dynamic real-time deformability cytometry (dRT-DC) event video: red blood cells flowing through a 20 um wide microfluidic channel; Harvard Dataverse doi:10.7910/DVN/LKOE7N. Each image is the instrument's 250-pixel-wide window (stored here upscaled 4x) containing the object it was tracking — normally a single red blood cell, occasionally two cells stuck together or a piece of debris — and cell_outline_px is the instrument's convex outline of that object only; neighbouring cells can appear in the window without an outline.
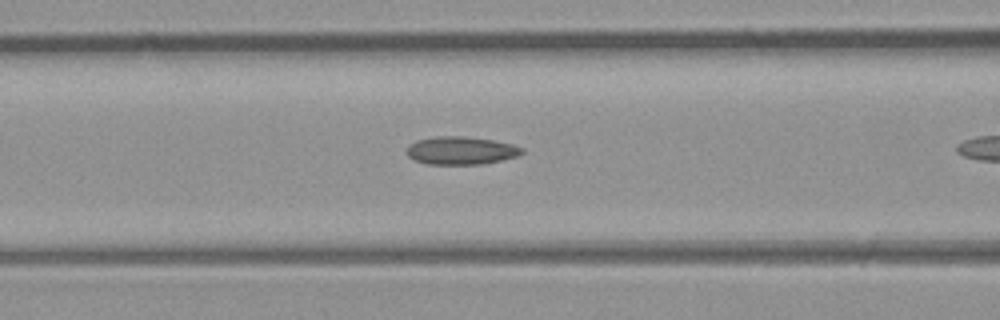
{"species": "common noctule bat (a hibernating species)", "species_latin": "Nyctalus noctula", "temperature_condition": "room temperature", "stored_images_in_passage": 15, "camera_frame_rate_fps": 3000, "um_per_image_px": 0.085, "animal": {"sex": "male", "body_mass_g": 23.1, "forearm_length_mm": 52.7}, "frame": {"image": 1, "passage_image": 11, "time_ms": 3.333, "image_size_px": [1000, 320], "cell_outline_px": [[524, 152], [516, 156], [484, 164], [428, 164], [416, 160], [408, 156], [408, 144], [416, 140], [436, 136], [464, 136], [492, 140], [512, 144], [524, 148]], "centroid_in_image_um": [39.18, 12.79], "position_along_channel_um": 127.4, "area_um2": 18.67}}